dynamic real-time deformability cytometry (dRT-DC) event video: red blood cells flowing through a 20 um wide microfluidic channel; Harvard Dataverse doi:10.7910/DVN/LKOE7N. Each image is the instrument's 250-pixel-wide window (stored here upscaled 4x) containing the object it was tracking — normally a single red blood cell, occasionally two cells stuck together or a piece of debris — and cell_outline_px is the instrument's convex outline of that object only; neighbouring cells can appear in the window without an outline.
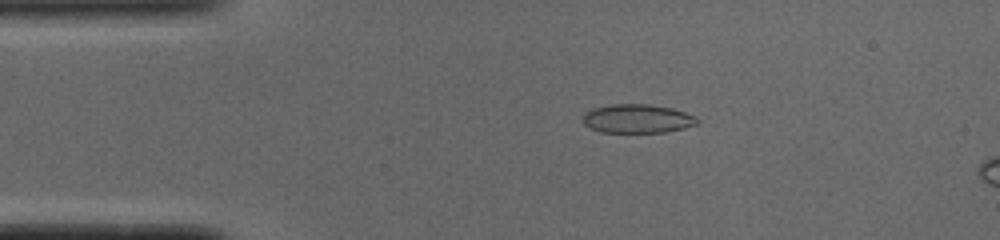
{"species": "common noctule bat (a hibernating species)", "species_latin": "Nyctalus noctula", "temperature_condition": "cold", "stored_images_in_passage": 50, "camera_frame_rate_fps": 3000, "um_per_image_px": 0.085, "animal": {"sex": "male", "body_mass_g": 19.0, "forearm_length_mm": 50.8}, "frame": {"image": 1, "passage_image": 9, "time_ms": 2.667, "image_size_px": [1000, 240], "cell_outline_px": [[700, 120], [696, 124], [684, 128], [664, 132], [600, 132], [584, 124], [584, 112], [592, 108], [612, 104], [648, 104], [672, 108], [696, 116]], "centroid_in_image_um": [54.18, 10.08], "position_along_channel_um": 30.8, "area_um2": 19.13}}
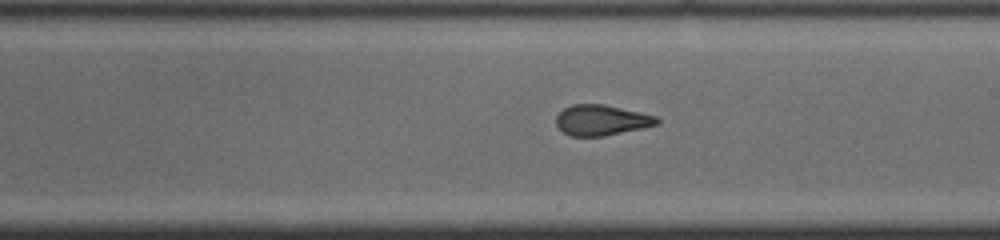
{"frame": {"image": 2, "passage_image": 28, "time_ms": 9.0, "image_size_px": [1000, 240], "cell_outline_px": [[660, 120], [656, 124], [640, 128], [604, 136], [572, 136], [564, 132], [556, 124], [556, 116], [564, 108], [572, 104], [604, 104], [640, 112], [656, 116]], "centroid_in_image_um": [51.1, 10.2], "position_along_channel_um": 237.9, "area_um2": 17.69}}
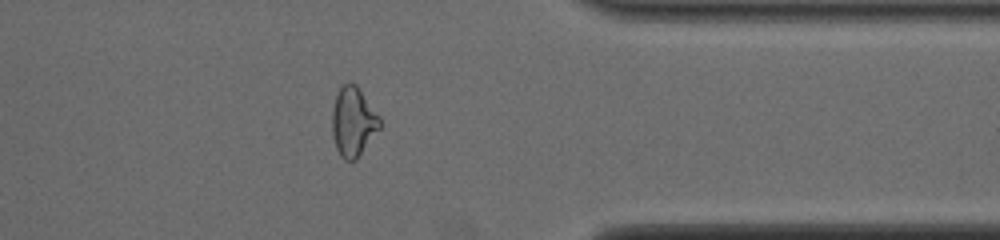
{"frame": {"image": 3, "passage_image": 40, "time_ms": 13.0, "image_size_px": [1000, 240], "cell_outline_px": [[380, 128], [356, 160], [344, 160], [340, 156], [336, 148], [332, 136], [332, 112], [336, 96], [340, 88], [348, 80], [356, 84], [380, 116]], "centroid_in_image_um": [30.02, 10.34], "position_along_channel_um": 381.4, "area_um2": 19.31}, "authors_computed_cell_mechanics": {"area_um2": 18.9873, "velocity_mm_per_s": 3.9109, "shape_relaxation_time_tau1_ms": null, "shape_relaxation_time_tau2_ms": 1.1255, "deformation_change_tau1": null, "deformation_change_tau2": 0.0845}}